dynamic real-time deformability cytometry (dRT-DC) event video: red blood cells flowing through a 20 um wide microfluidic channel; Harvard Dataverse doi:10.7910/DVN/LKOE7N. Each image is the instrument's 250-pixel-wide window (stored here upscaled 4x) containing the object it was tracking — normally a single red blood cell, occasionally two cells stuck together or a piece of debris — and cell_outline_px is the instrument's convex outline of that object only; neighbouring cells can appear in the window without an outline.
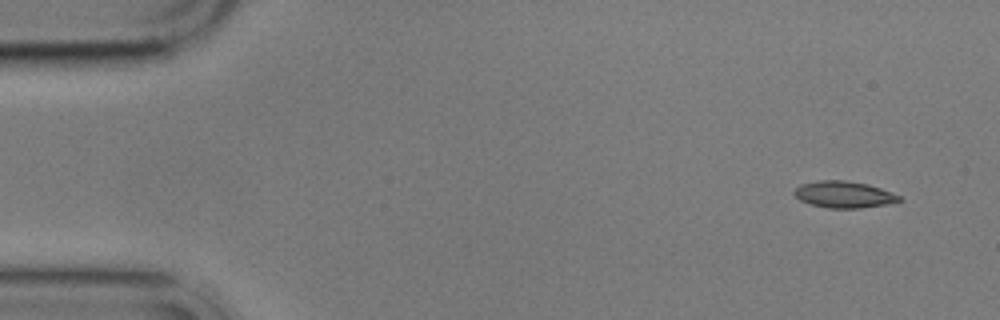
{"species": "common noctule bat (a hibernating species)", "species_latin": "Nyctalus noctula", "temperature_condition": "cold", "stored_images_in_passage": 5, "camera_frame_rate_fps": 3000, "um_per_image_px": 0.085, "animal": {"sex": "male", "body_mass_g": 17.9}, "frame": {"image": 1, "passage_image": 1, "time_ms": 0.0, "image_size_px": [1000, 320], "cell_outline_px": [[904, 200], [884, 204], [860, 208], [828, 208], [812, 204], [800, 200], [792, 192], [800, 184], [820, 180], [844, 180], [868, 184], [892, 192], [900, 196]], "centroid_in_image_um": [71.73, 16.52], "position_along_channel_um": 13.3, "area_um2": 16.18}}
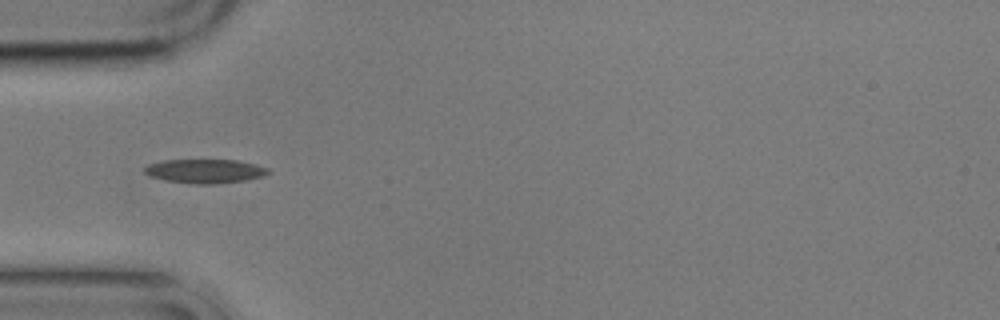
{"frame": {"image": 2, "passage_image": 5, "time_ms": 4.667, "image_size_px": [1000, 320], "cell_outline_px": [[272, 172], [264, 176], [244, 180], [212, 184], [196, 184], [164, 180], [148, 176], [144, 172], [144, 168], [148, 164], [164, 160], [236, 160], [256, 164], [268, 168]], "centroid_in_image_um": [17.42, 14.54], "position_along_channel_um": 67.6, "area_um2": 17.34}}